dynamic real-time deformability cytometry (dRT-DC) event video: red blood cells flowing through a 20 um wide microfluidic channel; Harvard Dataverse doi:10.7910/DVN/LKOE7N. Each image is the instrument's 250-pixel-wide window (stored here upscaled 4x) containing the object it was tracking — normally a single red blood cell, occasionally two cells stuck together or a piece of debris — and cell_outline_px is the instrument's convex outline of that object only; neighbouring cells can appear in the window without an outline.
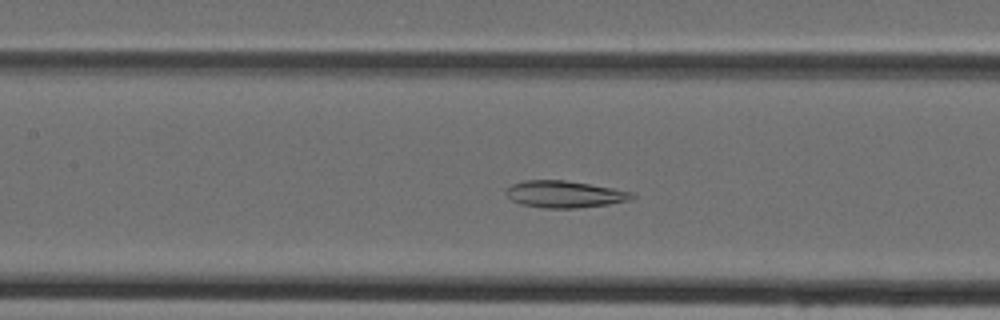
{"species": "Egyptian fruit bat (a non-hibernating species)", "species_latin": "Rousettus aegyptiacus", "temperature_condition": "cold", "stored_images_in_passage": 44, "camera_frame_rate_fps": 3000, "um_per_image_px": 0.085, "animal": {"sex": "female"}, "frame": {"image": 1, "passage_image": 19, "time_ms": 6.0, "image_size_px": [1000, 320], "cell_outline_px": [[636, 196], [628, 200], [608, 204], [576, 208], [544, 208], [520, 204], [512, 200], [504, 192], [512, 184], [524, 180], [564, 180], [636, 192]], "centroid_in_image_um": [47.99, 16.51], "position_along_channel_um": 159.4, "area_um2": 19.65}}
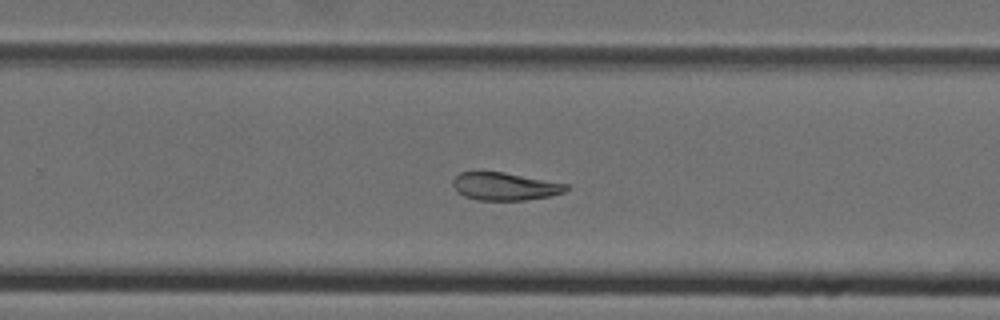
{"frame": {"image": 2, "passage_image": 28, "time_ms": 9.0, "image_size_px": [1000, 320], "cell_outline_px": [[568, 188], [564, 192], [548, 196], [524, 200], [476, 200], [464, 196], [456, 192], [452, 184], [452, 180], [460, 172], [504, 172], [568, 184]], "centroid_in_image_um": [42.87, 15.84], "position_along_channel_um": 286.9, "area_um2": 18.26}}
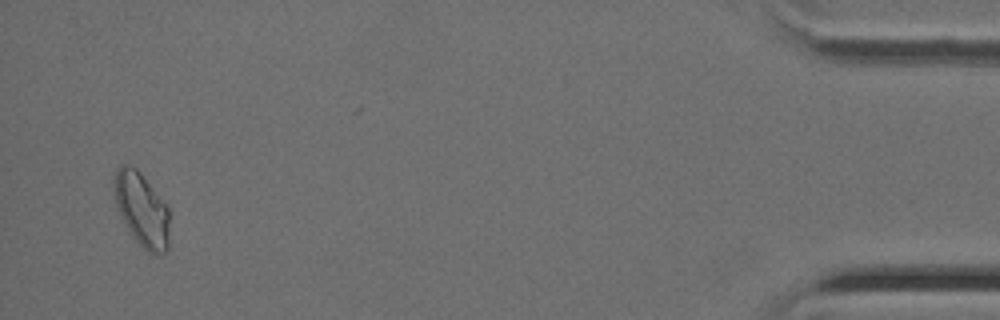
{"frame": {"image": 3, "passage_image": 43, "time_ms": 14.0, "image_size_px": [1000, 320], "cell_outline_px": [[168, 252], [148, 252], [132, 236], [124, 224], [116, 204], [112, 176], [116, 168], [120, 164], [128, 164], [136, 168], [140, 172], [168, 208]], "centroid_in_image_um": [12.0, 17.76], "position_along_channel_um": 423.2, "area_um2": 23.58}}